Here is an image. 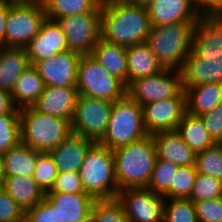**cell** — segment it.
Returning a JSON list of instances; mask_svg holds the SVG:
<instances>
[{"label": "cell", "instance_id": "obj_1", "mask_svg": "<svg viewBox=\"0 0 222 222\" xmlns=\"http://www.w3.org/2000/svg\"><path fill=\"white\" fill-rule=\"evenodd\" d=\"M151 23L148 8L120 0L101 1V38L119 46L145 43Z\"/></svg>", "mask_w": 222, "mask_h": 222}, {"label": "cell", "instance_id": "obj_2", "mask_svg": "<svg viewBox=\"0 0 222 222\" xmlns=\"http://www.w3.org/2000/svg\"><path fill=\"white\" fill-rule=\"evenodd\" d=\"M113 155L119 191L148 186L157 159L152 135L116 148Z\"/></svg>", "mask_w": 222, "mask_h": 222}, {"label": "cell", "instance_id": "obj_3", "mask_svg": "<svg viewBox=\"0 0 222 222\" xmlns=\"http://www.w3.org/2000/svg\"><path fill=\"white\" fill-rule=\"evenodd\" d=\"M197 22H178L164 26H151L146 44L158 62L167 69L181 70L192 52Z\"/></svg>", "mask_w": 222, "mask_h": 222}, {"label": "cell", "instance_id": "obj_4", "mask_svg": "<svg viewBox=\"0 0 222 222\" xmlns=\"http://www.w3.org/2000/svg\"><path fill=\"white\" fill-rule=\"evenodd\" d=\"M78 172L84 191L95 200L118 197L113 150L94 142L87 150Z\"/></svg>", "mask_w": 222, "mask_h": 222}, {"label": "cell", "instance_id": "obj_5", "mask_svg": "<svg viewBox=\"0 0 222 222\" xmlns=\"http://www.w3.org/2000/svg\"><path fill=\"white\" fill-rule=\"evenodd\" d=\"M21 142L40 153H48L70 134L71 122L55 116L46 115L32 107L20 109Z\"/></svg>", "mask_w": 222, "mask_h": 222}, {"label": "cell", "instance_id": "obj_6", "mask_svg": "<svg viewBox=\"0 0 222 222\" xmlns=\"http://www.w3.org/2000/svg\"><path fill=\"white\" fill-rule=\"evenodd\" d=\"M146 135L143 107L126 94L113 102L107 131L99 143L115 150Z\"/></svg>", "mask_w": 222, "mask_h": 222}, {"label": "cell", "instance_id": "obj_7", "mask_svg": "<svg viewBox=\"0 0 222 222\" xmlns=\"http://www.w3.org/2000/svg\"><path fill=\"white\" fill-rule=\"evenodd\" d=\"M45 19L43 2L8 0L5 47L25 48Z\"/></svg>", "mask_w": 222, "mask_h": 222}, {"label": "cell", "instance_id": "obj_8", "mask_svg": "<svg viewBox=\"0 0 222 222\" xmlns=\"http://www.w3.org/2000/svg\"><path fill=\"white\" fill-rule=\"evenodd\" d=\"M79 95L115 102L126 95L125 84L109 74L91 55L81 56L77 66Z\"/></svg>", "mask_w": 222, "mask_h": 222}, {"label": "cell", "instance_id": "obj_9", "mask_svg": "<svg viewBox=\"0 0 222 222\" xmlns=\"http://www.w3.org/2000/svg\"><path fill=\"white\" fill-rule=\"evenodd\" d=\"M112 105V101L78 95L72 133L99 142L107 131Z\"/></svg>", "mask_w": 222, "mask_h": 222}, {"label": "cell", "instance_id": "obj_10", "mask_svg": "<svg viewBox=\"0 0 222 222\" xmlns=\"http://www.w3.org/2000/svg\"><path fill=\"white\" fill-rule=\"evenodd\" d=\"M183 90L180 70L164 68L161 72L138 78L126 87V94L139 105L166 100Z\"/></svg>", "mask_w": 222, "mask_h": 222}, {"label": "cell", "instance_id": "obj_11", "mask_svg": "<svg viewBox=\"0 0 222 222\" xmlns=\"http://www.w3.org/2000/svg\"><path fill=\"white\" fill-rule=\"evenodd\" d=\"M68 49L80 56L91 55L101 38V13H81L57 19Z\"/></svg>", "mask_w": 222, "mask_h": 222}, {"label": "cell", "instance_id": "obj_12", "mask_svg": "<svg viewBox=\"0 0 222 222\" xmlns=\"http://www.w3.org/2000/svg\"><path fill=\"white\" fill-rule=\"evenodd\" d=\"M117 199L124 206L129 222H163L165 199L147 187L122 189Z\"/></svg>", "mask_w": 222, "mask_h": 222}, {"label": "cell", "instance_id": "obj_13", "mask_svg": "<svg viewBox=\"0 0 222 222\" xmlns=\"http://www.w3.org/2000/svg\"><path fill=\"white\" fill-rule=\"evenodd\" d=\"M143 107L144 126L149 135L175 131L186 113L184 89L175 97L147 103Z\"/></svg>", "mask_w": 222, "mask_h": 222}, {"label": "cell", "instance_id": "obj_14", "mask_svg": "<svg viewBox=\"0 0 222 222\" xmlns=\"http://www.w3.org/2000/svg\"><path fill=\"white\" fill-rule=\"evenodd\" d=\"M80 55L66 50L33 66L43 79L45 86L76 87L77 66Z\"/></svg>", "mask_w": 222, "mask_h": 222}, {"label": "cell", "instance_id": "obj_15", "mask_svg": "<svg viewBox=\"0 0 222 222\" xmlns=\"http://www.w3.org/2000/svg\"><path fill=\"white\" fill-rule=\"evenodd\" d=\"M192 52L201 59H222V14H204L199 18Z\"/></svg>", "mask_w": 222, "mask_h": 222}, {"label": "cell", "instance_id": "obj_16", "mask_svg": "<svg viewBox=\"0 0 222 222\" xmlns=\"http://www.w3.org/2000/svg\"><path fill=\"white\" fill-rule=\"evenodd\" d=\"M25 50L30 65L68 50L64 32L57 20L46 17L39 33L27 44Z\"/></svg>", "mask_w": 222, "mask_h": 222}, {"label": "cell", "instance_id": "obj_17", "mask_svg": "<svg viewBox=\"0 0 222 222\" xmlns=\"http://www.w3.org/2000/svg\"><path fill=\"white\" fill-rule=\"evenodd\" d=\"M78 95L76 87L45 86L31 107L40 113L72 122Z\"/></svg>", "mask_w": 222, "mask_h": 222}, {"label": "cell", "instance_id": "obj_18", "mask_svg": "<svg viewBox=\"0 0 222 222\" xmlns=\"http://www.w3.org/2000/svg\"><path fill=\"white\" fill-rule=\"evenodd\" d=\"M147 8L151 26L197 22L202 16L193 0H153Z\"/></svg>", "mask_w": 222, "mask_h": 222}, {"label": "cell", "instance_id": "obj_19", "mask_svg": "<svg viewBox=\"0 0 222 222\" xmlns=\"http://www.w3.org/2000/svg\"><path fill=\"white\" fill-rule=\"evenodd\" d=\"M45 198L57 209L63 222L91 220L95 199L87 192L45 193Z\"/></svg>", "mask_w": 222, "mask_h": 222}, {"label": "cell", "instance_id": "obj_20", "mask_svg": "<svg viewBox=\"0 0 222 222\" xmlns=\"http://www.w3.org/2000/svg\"><path fill=\"white\" fill-rule=\"evenodd\" d=\"M93 143L89 138L72 133L52 149L49 153L54 159L58 173L78 172L87 150Z\"/></svg>", "mask_w": 222, "mask_h": 222}, {"label": "cell", "instance_id": "obj_21", "mask_svg": "<svg viewBox=\"0 0 222 222\" xmlns=\"http://www.w3.org/2000/svg\"><path fill=\"white\" fill-rule=\"evenodd\" d=\"M180 71L183 87L222 83V59H201L191 52Z\"/></svg>", "mask_w": 222, "mask_h": 222}, {"label": "cell", "instance_id": "obj_22", "mask_svg": "<svg viewBox=\"0 0 222 222\" xmlns=\"http://www.w3.org/2000/svg\"><path fill=\"white\" fill-rule=\"evenodd\" d=\"M152 136L157 158L177 166H195V152L183 141L176 130L158 132Z\"/></svg>", "mask_w": 222, "mask_h": 222}, {"label": "cell", "instance_id": "obj_23", "mask_svg": "<svg viewBox=\"0 0 222 222\" xmlns=\"http://www.w3.org/2000/svg\"><path fill=\"white\" fill-rule=\"evenodd\" d=\"M91 56L127 87V48L100 38Z\"/></svg>", "mask_w": 222, "mask_h": 222}, {"label": "cell", "instance_id": "obj_24", "mask_svg": "<svg viewBox=\"0 0 222 222\" xmlns=\"http://www.w3.org/2000/svg\"><path fill=\"white\" fill-rule=\"evenodd\" d=\"M163 69L146 42L127 47V86L138 78L155 75Z\"/></svg>", "mask_w": 222, "mask_h": 222}, {"label": "cell", "instance_id": "obj_25", "mask_svg": "<svg viewBox=\"0 0 222 222\" xmlns=\"http://www.w3.org/2000/svg\"><path fill=\"white\" fill-rule=\"evenodd\" d=\"M2 187L24 213L32 209L45 198V192L32 177H6Z\"/></svg>", "mask_w": 222, "mask_h": 222}, {"label": "cell", "instance_id": "obj_26", "mask_svg": "<svg viewBox=\"0 0 222 222\" xmlns=\"http://www.w3.org/2000/svg\"><path fill=\"white\" fill-rule=\"evenodd\" d=\"M29 66L25 48L0 47V89L11 93L17 79Z\"/></svg>", "mask_w": 222, "mask_h": 222}, {"label": "cell", "instance_id": "obj_27", "mask_svg": "<svg viewBox=\"0 0 222 222\" xmlns=\"http://www.w3.org/2000/svg\"><path fill=\"white\" fill-rule=\"evenodd\" d=\"M186 96V112L201 115L222 102V83H204L183 87Z\"/></svg>", "mask_w": 222, "mask_h": 222}, {"label": "cell", "instance_id": "obj_28", "mask_svg": "<svg viewBox=\"0 0 222 222\" xmlns=\"http://www.w3.org/2000/svg\"><path fill=\"white\" fill-rule=\"evenodd\" d=\"M45 84L37 69L30 65L25 69L11 92L16 108L31 107L44 91Z\"/></svg>", "mask_w": 222, "mask_h": 222}, {"label": "cell", "instance_id": "obj_29", "mask_svg": "<svg viewBox=\"0 0 222 222\" xmlns=\"http://www.w3.org/2000/svg\"><path fill=\"white\" fill-rule=\"evenodd\" d=\"M38 153L22 142L10 148L3 153L5 176L32 177Z\"/></svg>", "mask_w": 222, "mask_h": 222}, {"label": "cell", "instance_id": "obj_30", "mask_svg": "<svg viewBox=\"0 0 222 222\" xmlns=\"http://www.w3.org/2000/svg\"><path fill=\"white\" fill-rule=\"evenodd\" d=\"M176 131L195 154L216 144L206 130L201 118L188 112L184 114Z\"/></svg>", "mask_w": 222, "mask_h": 222}, {"label": "cell", "instance_id": "obj_31", "mask_svg": "<svg viewBox=\"0 0 222 222\" xmlns=\"http://www.w3.org/2000/svg\"><path fill=\"white\" fill-rule=\"evenodd\" d=\"M102 0H43L46 17L57 20L60 17L81 14L101 13Z\"/></svg>", "mask_w": 222, "mask_h": 222}, {"label": "cell", "instance_id": "obj_32", "mask_svg": "<svg viewBox=\"0 0 222 222\" xmlns=\"http://www.w3.org/2000/svg\"><path fill=\"white\" fill-rule=\"evenodd\" d=\"M163 222H198L195 204L189 198L165 199Z\"/></svg>", "mask_w": 222, "mask_h": 222}, {"label": "cell", "instance_id": "obj_33", "mask_svg": "<svg viewBox=\"0 0 222 222\" xmlns=\"http://www.w3.org/2000/svg\"><path fill=\"white\" fill-rule=\"evenodd\" d=\"M90 217L92 222H129L124 206L117 198L95 200Z\"/></svg>", "mask_w": 222, "mask_h": 222}, {"label": "cell", "instance_id": "obj_34", "mask_svg": "<svg viewBox=\"0 0 222 222\" xmlns=\"http://www.w3.org/2000/svg\"><path fill=\"white\" fill-rule=\"evenodd\" d=\"M197 173L206 174L222 181V143L205 149L195 156Z\"/></svg>", "mask_w": 222, "mask_h": 222}, {"label": "cell", "instance_id": "obj_35", "mask_svg": "<svg viewBox=\"0 0 222 222\" xmlns=\"http://www.w3.org/2000/svg\"><path fill=\"white\" fill-rule=\"evenodd\" d=\"M196 176L197 170L195 166H178L170 189L163 195L164 199L189 198Z\"/></svg>", "mask_w": 222, "mask_h": 222}, {"label": "cell", "instance_id": "obj_36", "mask_svg": "<svg viewBox=\"0 0 222 222\" xmlns=\"http://www.w3.org/2000/svg\"><path fill=\"white\" fill-rule=\"evenodd\" d=\"M177 169V165L157 158L147 188L155 194L163 196L170 189Z\"/></svg>", "mask_w": 222, "mask_h": 222}, {"label": "cell", "instance_id": "obj_37", "mask_svg": "<svg viewBox=\"0 0 222 222\" xmlns=\"http://www.w3.org/2000/svg\"><path fill=\"white\" fill-rule=\"evenodd\" d=\"M57 175L58 169L50 153L39 152L32 178L45 193L51 190Z\"/></svg>", "mask_w": 222, "mask_h": 222}, {"label": "cell", "instance_id": "obj_38", "mask_svg": "<svg viewBox=\"0 0 222 222\" xmlns=\"http://www.w3.org/2000/svg\"><path fill=\"white\" fill-rule=\"evenodd\" d=\"M19 115H0V153L2 154L21 142Z\"/></svg>", "mask_w": 222, "mask_h": 222}, {"label": "cell", "instance_id": "obj_39", "mask_svg": "<svg viewBox=\"0 0 222 222\" xmlns=\"http://www.w3.org/2000/svg\"><path fill=\"white\" fill-rule=\"evenodd\" d=\"M222 197V181L206 174L197 173L189 199L196 201Z\"/></svg>", "mask_w": 222, "mask_h": 222}, {"label": "cell", "instance_id": "obj_40", "mask_svg": "<svg viewBox=\"0 0 222 222\" xmlns=\"http://www.w3.org/2000/svg\"><path fill=\"white\" fill-rule=\"evenodd\" d=\"M198 222H222V197L194 202Z\"/></svg>", "mask_w": 222, "mask_h": 222}, {"label": "cell", "instance_id": "obj_41", "mask_svg": "<svg viewBox=\"0 0 222 222\" xmlns=\"http://www.w3.org/2000/svg\"><path fill=\"white\" fill-rule=\"evenodd\" d=\"M25 222H63L57 209L44 198L25 213Z\"/></svg>", "mask_w": 222, "mask_h": 222}, {"label": "cell", "instance_id": "obj_42", "mask_svg": "<svg viewBox=\"0 0 222 222\" xmlns=\"http://www.w3.org/2000/svg\"><path fill=\"white\" fill-rule=\"evenodd\" d=\"M0 222H25V213L0 186Z\"/></svg>", "mask_w": 222, "mask_h": 222}, {"label": "cell", "instance_id": "obj_43", "mask_svg": "<svg viewBox=\"0 0 222 222\" xmlns=\"http://www.w3.org/2000/svg\"><path fill=\"white\" fill-rule=\"evenodd\" d=\"M85 192L79 172H60L55 179L54 185L46 193H75Z\"/></svg>", "mask_w": 222, "mask_h": 222}, {"label": "cell", "instance_id": "obj_44", "mask_svg": "<svg viewBox=\"0 0 222 222\" xmlns=\"http://www.w3.org/2000/svg\"><path fill=\"white\" fill-rule=\"evenodd\" d=\"M211 138L216 143H222V102L211 111L198 115Z\"/></svg>", "mask_w": 222, "mask_h": 222}, {"label": "cell", "instance_id": "obj_45", "mask_svg": "<svg viewBox=\"0 0 222 222\" xmlns=\"http://www.w3.org/2000/svg\"><path fill=\"white\" fill-rule=\"evenodd\" d=\"M198 11L204 14H222V0H193Z\"/></svg>", "mask_w": 222, "mask_h": 222}, {"label": "cell", "instance_id": "obj_46", "mask_svg": "<svg viewBox=\"0 0 222 222\" xmlns=\"http://www.w3.org/2000/svg\"><path fill=\"white\" fill-rule=\"evenodd\" d=\"M20 114V109L13 103L10 92L0 89V115Z\"/></svg>", "mask_w": 222, "mask_h": 222}, {"label": "cell", "instance_id": "obj_47", "mask_svg": "<svg viewBox=\"0 0 222 222\" xmlns=\"http://www.w3.org/2000/svg\"><path fill=\"white\" fill-rule=\"evenodd\" d=\"M8 17V0H0V47H5V31Z\"/></svg>", "mask_w": 222, "mask_h": 222}, {"label": "cell", "instance_id": "obj_48", "mask_svg": "<svg viewBox=\"0 0 222 222\" xmlns=\"http://www.w3.org/2000/svg\"><path fill=\"white\" fill-rule=\"evenodd\" d=\"M124 3L147 7L153 0H120Z\"/></svg>", "mask_w": 222, "mask_h": 222}, {"label": "cell", "instance_id": "obj_49", "mask_svg": "<svg viewBox=\"0 0 222 222\" xmlns=\"http://www.w3.org/2000/svg\"><path fill=\"white\" fill-rule=\"evenodd\" d=\"M5 178H6V176H5V172H4L3 154L0 153V186L3 185Z\"/></svg>", "mask_w": 222, "mask_h": 222}, {"label": "cell", "instance_id": "obj_50", "mask_svg": "<svg viewBox=\"0 0 222 222\" xmlns=\"http://www.w3.org/2000/svg\"><path fill=\"white\" fill-rule=\"evenodd\" d=\"M16 1H40L42 2L43 0H16Z\"/></svg>", "mask_w": 222, "mask_h": 222}, {"label": "cell", "instance_id": "obj_51", "mask_svg": "<svg viewBox=\"0 0 222 222\" xmlns=\"http://www.w3.org/2000/svg\"><path fill=\"white\" fill-rule=\"evenodd\" d=\"M77 222H92V220H81V221H77Z\"/></svg>", "mask_w": 222, "mask_h": 222}]
</instances>
